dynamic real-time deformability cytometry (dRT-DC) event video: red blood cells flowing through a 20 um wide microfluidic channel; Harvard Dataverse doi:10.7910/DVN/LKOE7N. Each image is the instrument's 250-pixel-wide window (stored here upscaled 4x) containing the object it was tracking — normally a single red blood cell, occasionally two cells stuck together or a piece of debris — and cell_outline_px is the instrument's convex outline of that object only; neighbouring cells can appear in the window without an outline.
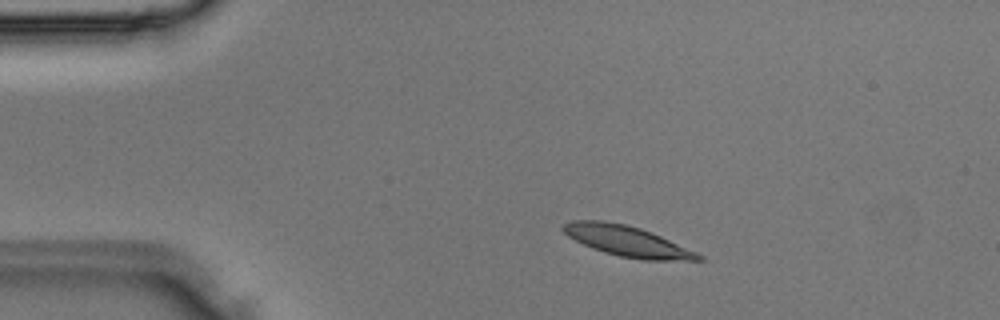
{"species": "Egyptian fruit bat (a non-hibernating species)", "species_latin": "Rousettus aegyptiacus", "temperature_condition": "room temperature", "stored_images_in_passage": 4, "camera_frame_rate_fps": 3000, "um_per_image_px": 0.085, "animal": {"sex": "male"}, "frame": {"image": 1, "passage_image": 2, "time_ms": 0.333, "image_size_px": [1000, 320], "cell_outline_px": [[704, 260], [640, 260], [620, 256], [604, 252], [592, 248], [568, 236], [560, 228], [564, 224], [572, 220], [604, 220], [624, 224], [640, 228], [652, 232], [696, 252], [704, 256]], "centroid_in_image_um": [53.3, 20.49], "position_along_channel_um": 31.7, "area_um2": 23.93}}